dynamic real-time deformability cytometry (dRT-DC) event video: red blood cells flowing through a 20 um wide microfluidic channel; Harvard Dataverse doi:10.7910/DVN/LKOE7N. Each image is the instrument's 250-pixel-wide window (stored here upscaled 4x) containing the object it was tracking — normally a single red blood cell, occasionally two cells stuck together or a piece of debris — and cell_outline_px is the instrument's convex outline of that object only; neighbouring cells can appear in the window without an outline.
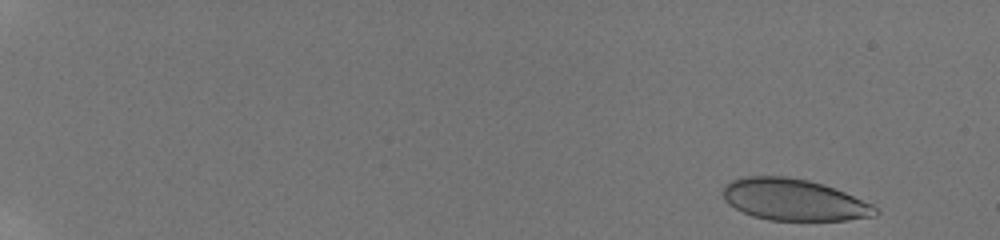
{"species": "human", "species_latin": "Homo sapiens", "temperature_condition": "room temperature", "stored_images_in_passage": 40, "camera_frame_rate_fps": 3000, "um_per_image_px": 0.085, "donor": {"sex": "male"}, "frame": {"image": 1, "passage_image": 2, "time_ms": 0.333, "image_size_px": [1000, 240], "cell_outline_px": [[880, 212], [876, 216], [848, 220], [768, 220], [752, 216], [728, 204], [724, 200], [724, 184], [732, 180], [744, 176], [784, 176], [808, 180], [824, 184], [844, 192], [872, 204]], "centroid_in_image_um": [67.48, 16.98], "position_along_channel_um": 17.5, "area_um2": 36.93}}
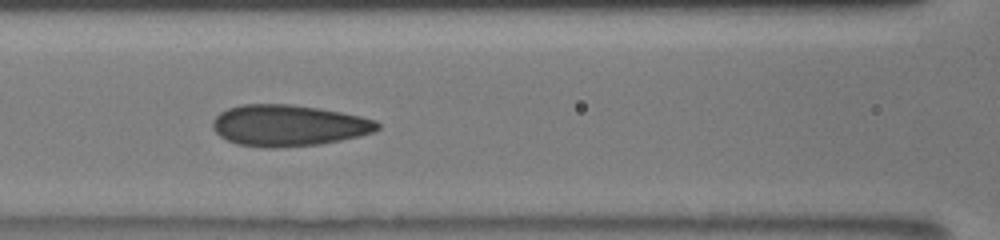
{"frame": {"image": 2, "passage_image": 27, "time_ms": 8.333, "image_size_px": [1000, 240], "cell_outline_px": [[380, 128], [372, 132], [360, 136], [320, 144], [276, 148], [264, 148], [236, 144], [220, 136], [212, 128], [212, 120], [220, 112], [228, 108], [240, 104], [292, 104], [320, 108], [360, 116], [376, 120], [380, 124]], "centroid_in_image_um": [24.5, 10.66], "position_along_channel_um": 142.1, "area_um2": 39.88}}
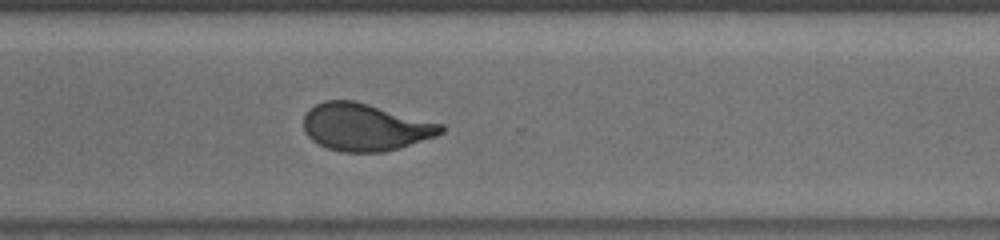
{"frame": {"image": 3, "passage_image": 40, "time_ms": 13.333, "image_size_px": [1000, 240], "cell_outline_px": [[444, 132], [436, 136], [400, 148], [384, 152], [344, 152], [328, 148], [312, 140], [304, 132], [304, 116], [316, 104], [324, 100], [352, 100], [368, 104], [444, 124]], "centroid_in_image_um": [31.06, 10.81], "position_along_channel_um": 339.5, "area_um2": 37.74}}